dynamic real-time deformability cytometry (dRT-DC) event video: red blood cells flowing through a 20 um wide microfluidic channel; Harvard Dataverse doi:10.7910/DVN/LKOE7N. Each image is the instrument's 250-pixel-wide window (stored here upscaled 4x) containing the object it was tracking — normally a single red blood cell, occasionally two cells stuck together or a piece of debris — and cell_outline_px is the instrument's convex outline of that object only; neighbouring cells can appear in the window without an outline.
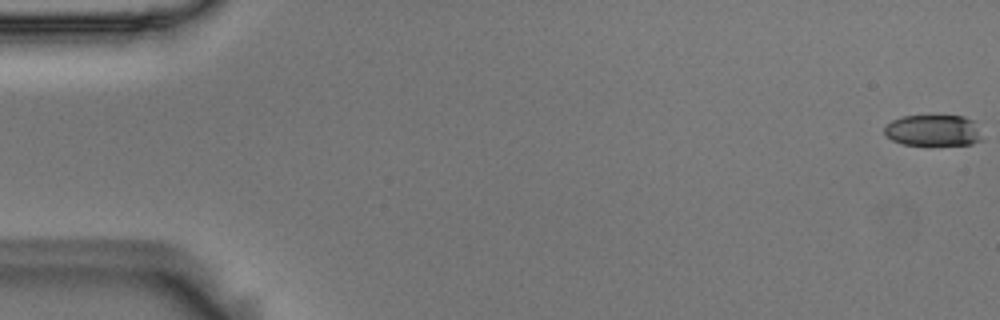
{"species": "Egyptian fruit bat (a non-hibernating species)", "species_latin": "Rousettus aegyptiacus", "temperature_condition": "room temperature", "stored_images_in_passage": 9, "camera_frame_rate_fps": 3000, "um_per_image_px": 0.085, "animal": {"sex": "male"}, "frame": {"image": 1, "passage_image": 1, "time_ms": 0.0, "image_size_px": [1000, 320], "cell_outline_px": [[984, 140], [972, 144], [904, 144], [892, 140], [884, 132], [884, 128], [892, 120], [904, 116], [964, 116], [976, 120]], "centroid_in_image_um": [79.41, 11.07], "position_along_channel_um": 5.6, "area_um2": 17.8}}
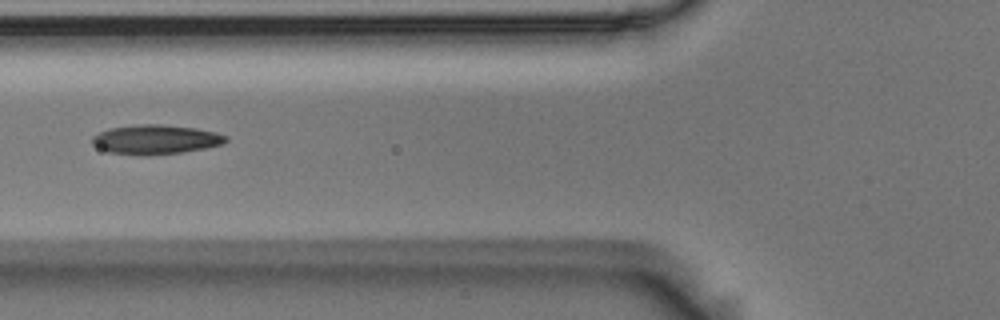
{"frame": {"image": 2, "passage_image": 7, "time_ms": 2.0, "image_size_px": [1000, 320], "cell_outline_px": [[228, 140], [224, 144], [204, 148], [180, 152], [144, 156], [140, 156], [108, 152], [92, 144], [92, 136], [108, 128], [140, 124], [160, 124], [196, 128], [216, 132], [228, 136]], "centroid_in_image_um": [13.23, 11.86], "position_along_channel_um": 112.6, "area_um2": 23.0}}
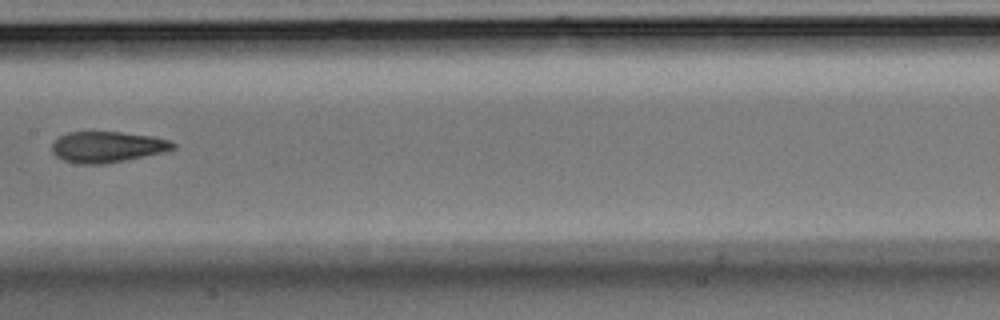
{"frame": {"image": 3, "passage_image": 9, "time_ms": 2.667, "image_size_px": [1000, 320], "cell_outline_px": [[176, 148], [164, 152], [104, 164], [76, 164], [64, 160], [56, 156], [52, 152], [52, 144], [60, 136], [68, 132], [124, 132], [152, 136], [172, 140], [176, 144]], "centroid_in_image_um": [9.14, 12.48], "position_along_channel_um": 198.3, "area_um2": 21.91}}